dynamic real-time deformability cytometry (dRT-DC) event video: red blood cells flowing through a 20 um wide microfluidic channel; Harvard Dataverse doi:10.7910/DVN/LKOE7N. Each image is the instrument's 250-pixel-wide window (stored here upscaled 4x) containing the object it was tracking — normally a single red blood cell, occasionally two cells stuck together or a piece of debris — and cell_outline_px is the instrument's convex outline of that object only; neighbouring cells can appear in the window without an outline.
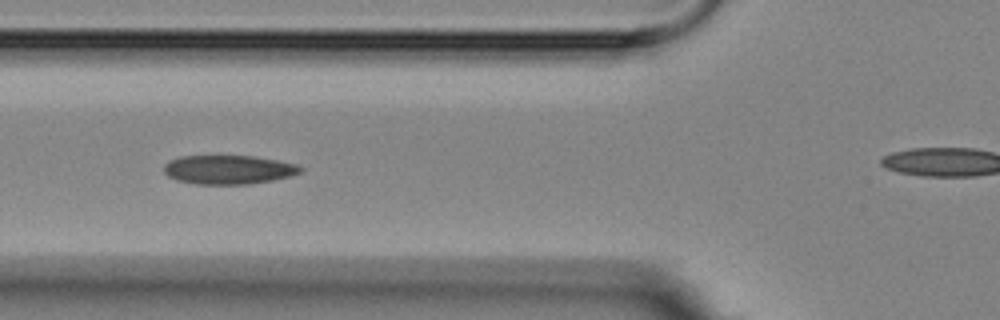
{"species": "Egyptian fruit bat (a non-hibernating species)", "species_latin": "Rousettus aegyptiacus", "temperature_condition": "room temperature", "stored_images_in_passage": 8, "segment_of_instrument_passage": [1, 2], "camera_frame_rate_fps": 3000, "um_per_image_px": 0.085, "animal": {"sex": "female"}, "frame": {"image": 1, "passage_image": 5, "time_ms": 4.667, "image_size_px": [1000, 320], "cell_outline_px": [[304, 168], [300, 172], [288, 176], [272, 180], [248, 184], [196, 184], [176, 180], [168, 176], [164, 172], [164, 164], [180, 156], [252, 156], [276, 160], [296, 164]], "centroid_in_image_um": [19.4, 14.42], "position_along_channel_um": 106.4, "area_um2": 22.83}}
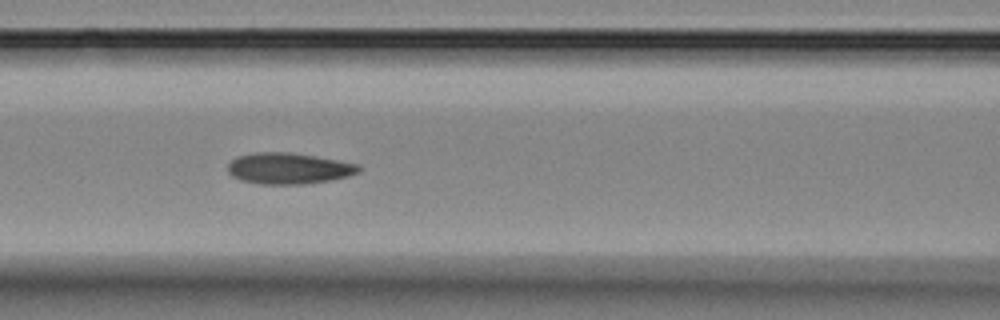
{"frame": {"image": 2, "passage_image": 6, "time_ms": 5.667, "image_size_px": [1000, 320], "cell_outline_px": [[360, 172], [348, 176], [332, 180], [304, 184], [260, 184], [240, 180], [232, 176], [228, 172], [228, 164], [236, 156], [256, 152], [288, 152], [316, 156], [360, 164]], "centroid_in_image_um": [24.54, 14.31], "position_along_channel_um": 142.1, "area_um2": 23.93}}
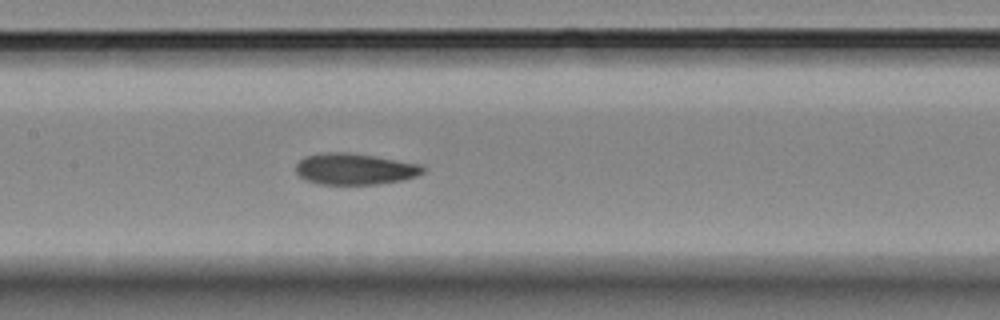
{"frame": {"image": 3, "passage_image": 7, "time_ms": 6.667, "image_size_px": [1000, 320], "cell_outline_px": [[424, 172], [416, 176], [400, 180], [376, 184], [316, 184], [304, 180], [296, 172], [296, 164], [304, 156], [324, 152], [348, 152], [424, 164]], "centroid_in_image_um": [30.13, 14.36], "position_along_channel_um": 177.3, "area_um2": 23.29}}